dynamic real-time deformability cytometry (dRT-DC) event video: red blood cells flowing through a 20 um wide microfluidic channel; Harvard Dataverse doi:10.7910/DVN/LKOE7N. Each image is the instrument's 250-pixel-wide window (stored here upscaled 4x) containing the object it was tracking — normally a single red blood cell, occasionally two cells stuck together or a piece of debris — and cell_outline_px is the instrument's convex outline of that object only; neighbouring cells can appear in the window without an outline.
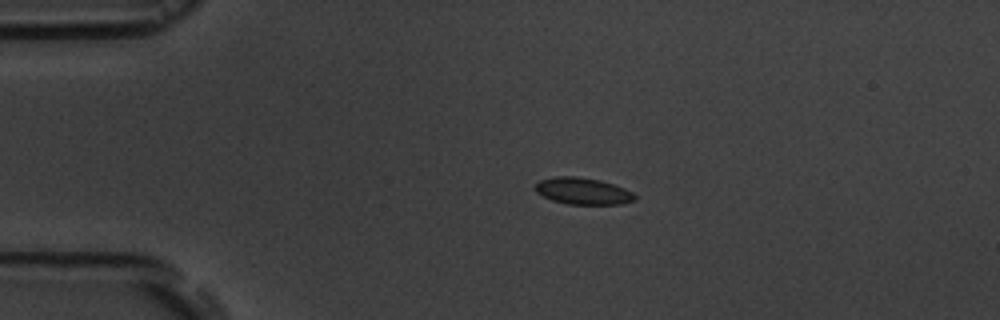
{"species": "common noctule bat (a hibernating species)", "species_latin": "Nyctalus noctula", "temperature_condition": "room temperature", "stored_images_in_passage": 3, "camera_frame_rate_fps": 3000, "um_per_image_px": 0.085, "animal": {"sex": "male", "body_mass_g": 19.5, "forearm_length_mm": 54.6}, "frame": {"image": 1, "passage_image": 1, "time_ms": 0.0, "image_size_px": [1000, 320], "cell_outline_px": [[636, 200], [620, 204], [568, 204], [552, 200], [536, 192], [536, 184], [540, 180], [556, 176], [576, 176], [600, 180], [624, 188], [632, 192], [636, 196]], "centroid_in_image_um": [49.56, 16.24], "position_along_channel_um": 35.4, "area_um2": 15.37}}
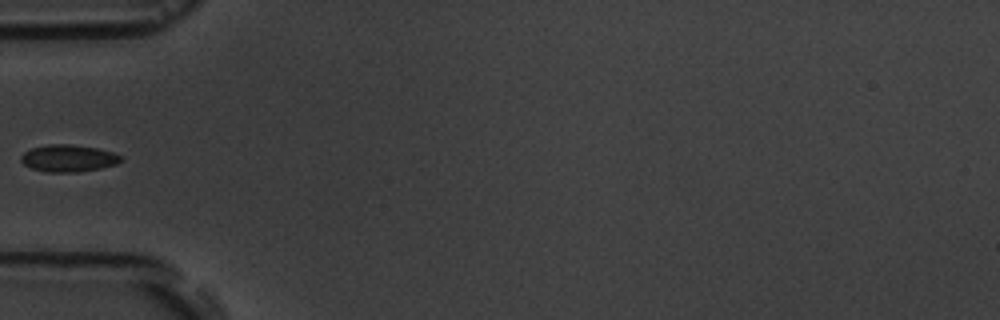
{"frame": {"image": 2, "passage_image": 3, "time_ms": 2.333, "image_size_px": [1000, 320], "cell_outline_px": [[124, 160], [116, 164], [100, 168], [76, 172], [44, 172], [32, 168], [24, 164], [20, 160], [20, 156], [24, 152], [32, 148], [48, 144], [68, 144], [96, 148], [112, 152], [124, 156]], "centroid_in_image_um": [5.82, 13.45], "position_along_channel_um": 79.2, "area_um2": 15.78}}